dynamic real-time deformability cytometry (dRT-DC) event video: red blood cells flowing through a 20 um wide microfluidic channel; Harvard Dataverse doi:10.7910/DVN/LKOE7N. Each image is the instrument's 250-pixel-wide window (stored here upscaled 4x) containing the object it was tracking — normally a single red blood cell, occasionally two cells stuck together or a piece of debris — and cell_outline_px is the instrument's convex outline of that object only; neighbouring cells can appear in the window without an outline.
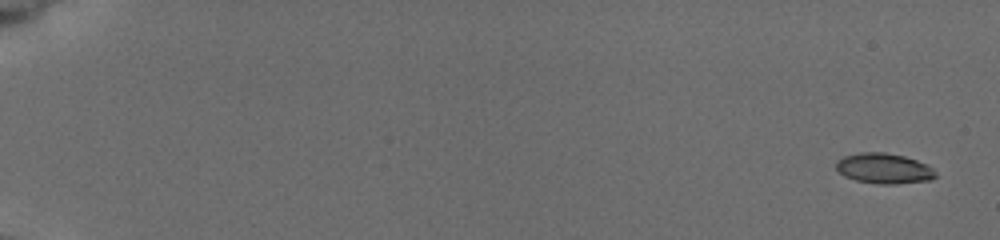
{"species": "common noctule bat (a hibernating species)", "species_latin": "Nyctalus noctula", "temperature_condition": "cold", "stored_images_in_passage": 9, "camera_frame_rate_fps": 3000, "um_per_image_px": 0.085, "animal": {"sex": "female", "body_mass_g": 19.5, "forearm_length_mm": 54.1}, "frame": {"image": 1, "passage_image": 1, "time_ms": 0.0, "image_size_px": [1000, 240], "cell_outline_px": [[936, 176], [928, 180], [896, 184], [880, 184], [856, 180], [844, 176], [836, 168], [836, 160], [844, 156], [860, 152], [884, 152], [904, 156], [928, 164], [932, 168]], "centroid_in_image_um": [75.11, 14.31], "position_along_channel_um": 9.9, "area_um2": 17.51}}
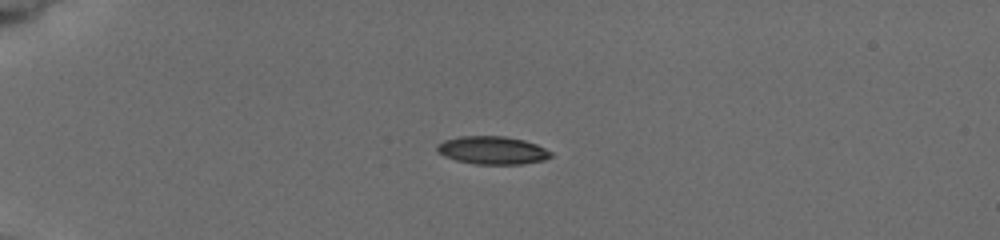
{"frame": {"image": 2, "passage_image": 6, "time_ms": 4.667, "image_size_px": [1000, 240], "cell_outline_px": [[552, 156], [544, 160], [524, 164], [476, 164], [456, 160], [444, 156], [436, 152], [436, 144], [444, 140], [460, 136], [504, 136], [524, 140], [536, 144], [552, 152]], "centroid_in_image_um": [41.83, 12.77], "position_along_channel_um": 43.2, "area_um2": 18.67}}
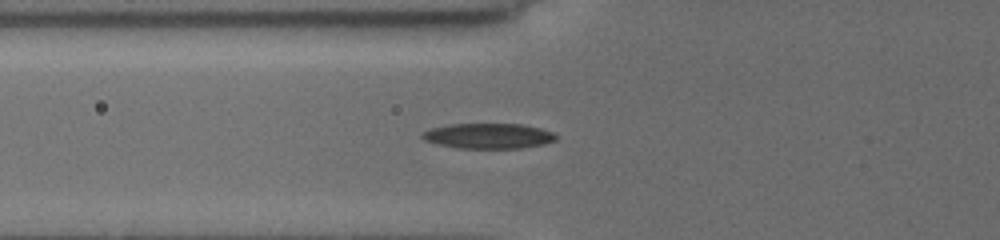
{"frame": {"image": 3, "passage_image": 9, "time_ms": 7.0, "image_size_px": [1000, 240], "cell_outline_px": [[556, 140], [544, 144], [520, 148], [456, 148], [436, 144], [424, 140], [420, 136], [424, 132], [432, 128], [452, 124], [520, 124], [540, 128], [552, 132], [556, 136]], "centroid_in_image_um": [41.5, 11.56], "position_along_channel_um": 84.3, "area_um2": 19.59}}